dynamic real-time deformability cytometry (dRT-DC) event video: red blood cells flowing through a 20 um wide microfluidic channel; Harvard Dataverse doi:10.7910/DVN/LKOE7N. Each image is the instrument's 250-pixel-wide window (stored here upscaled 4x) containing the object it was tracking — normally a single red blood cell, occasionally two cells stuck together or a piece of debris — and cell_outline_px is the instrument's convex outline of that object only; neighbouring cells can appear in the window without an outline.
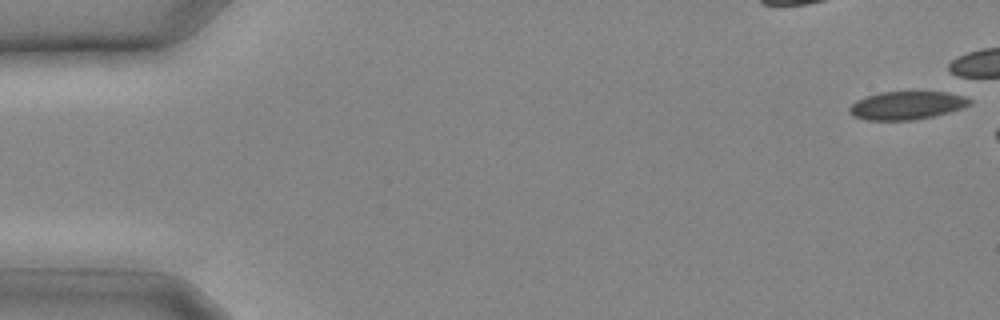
{"species": "common noctule bat (a hibernating species)", "species_latin": "Nyctalus noctula", "temperature_condition": "cold", "stored_images_in_passage": 4, "camera_frame_rate_fps": 3000, "um_per_image_px": 0.085, "animal": {"sex": "male", "body_mass_g": 20.4}, "frame": {"image": 1, "passage_image": 1, "time_ms": 0.0, "image_size_px": [1000, 320], "cell_outline_px": [[972, 104], [948, 112], [916, 120], [864, 120], [852, 116], [848, 112], [848, 108], [856, 100], [880, 92], [948, 92], [964, 96], [972, 100]], "centroid_in_image_um": [77.04, 8.96], "position_along_channel_um": 8.0, "area_um2": 19.77}}